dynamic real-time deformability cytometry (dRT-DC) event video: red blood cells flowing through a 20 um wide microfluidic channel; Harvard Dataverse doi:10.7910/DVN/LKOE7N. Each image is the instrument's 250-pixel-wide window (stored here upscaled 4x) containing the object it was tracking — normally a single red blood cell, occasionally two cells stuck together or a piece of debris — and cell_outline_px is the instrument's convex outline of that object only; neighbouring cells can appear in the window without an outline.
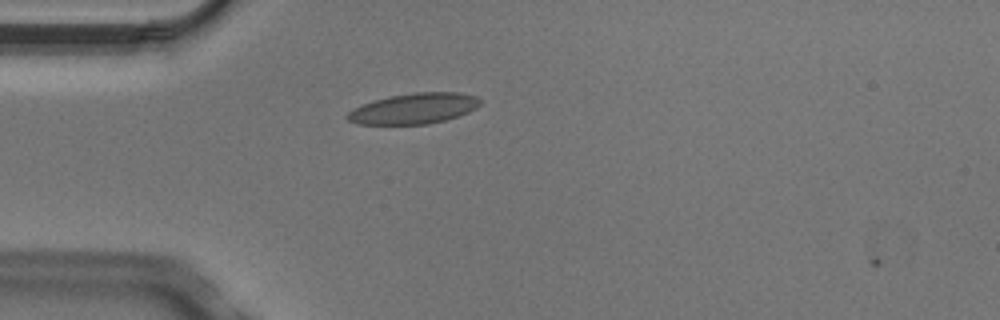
{"species": "Egyptian fruit bat (a non-hibernating species)", "species_latin": "Rousettus aegyptiacus", "temperature_condition": "cold", "stored_images_in_passage": 1, "camera_frame_rate_fps": 3000, "um_per_image_px": 0.085, "animal": {"sex": "male"}, "frame": {"image": 1, "passage_image": 1, "time_ms": 0.0, "image_size_px": [1000, 320], "cell_outline_px": [[484, 100], [476, 108], [468, 112], [444, 120], [428, 124], [356, 124], [348, 120], [344, 116], [352, 108], [376, 100], [392, 96], [416, 92], [460, 92], [476, 96]], "centroid_in_image_um": [35.2, 9.22], "position_along_channel_um": 49.8, "area_um2": 23.64}}